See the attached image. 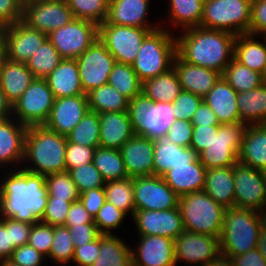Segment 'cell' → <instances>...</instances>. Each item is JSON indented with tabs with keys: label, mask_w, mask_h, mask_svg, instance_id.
I'll use <instances>...</instances> for the list:
<instances>
[{
	"label": "cell",
	"mask_w": 266,
	"mask_h": 266,
	"mask_svg": "<svg viewBox=\"0 0 266 266\" xmlns=\"http://www.w3.org/2000/svg\"><path fill=\"white\" fill-rule=\"evenodd\" d=\"M87 223H94V219L78 199L71 204L65 219L64 226L69 228L72 225H81Z\"/></svg>",
	"instance_id": "cell-64"
},
{
	"label": "cell",
	"mask_w": 266,
	"mask_h": 266,
	"mask_svg": "<svg viewBox=\"0 0 266 266\" xmlns=\"http://www.w3.org/2000/svg\"><path fill=\"white\" fill-rule=\"evenodd\" d=\"M69 233L75 247L94 241L101 235L95 223L72 225L69 227Z\"/></svg>",
	"instance_id": "cell-62"
},
{
	"label": "cell",
	"mask_w": 266,
	"mask_h": 266,
	"mask_svg": "<svg viewBox=\"0 0 266 266\" xmlns=\"http://www.w3.org/2000/svg\"><path fill=\"white\" fill-rule=\"evenodd\" d=\"M54 100L45 78H35L12 105V117L27 127L44 125L50 116Z\"/></svg>",
	"instance_id": "cell-10"
},
{
	"label": "cell",
	"mask_w": 266,
	"mask_h": 266,
	"mask_svg": "<svg viewBox=\"0 0 266 266\" xmlns=\"http://www.w3.org/2000/svg\"><path fill=\"white\" fill-rule=\"evenodd\" d=\"M35 79L26 63L4 59L0 63V86L7 101L13 105Z\"/></svg>",
	"instance_id": "cell-32"
},
{
	"label": "cell",
	"mask_w": 266,
	"mask_h": 266,
	"mask_svg": "<svg viewBox=\"0 0 266 266\" xmlns=\"http://www.w3.org/2000/svg\"><path fill=\"white\" fill-rule=\"evenodd\" d=\"M134 237V243H131L132 266H177L174 240L159 235Z\"/></svg>",
	"instance_id": "cell-19"
},
{
	"label": "cell",
	"mask_w": 266,
	"mask_h": 266,
	"mask_svg": "<svg viewBox=\"0 0 266 266\" xmlns=\"http://www.w3.org/2000/svg\"><path fill=\"white\" fill-rule=\"evenodd\" d=\"M76 61L85 94L94 88L108 84L109 74L116 64L115 58L99 38L78 56Z\"/></svg>",
	"instance_id": "cell-15"
},
{
	"label": "cell",
	"mask_w": 266,
	"mask_h": 266,
	"mask_svg": "<svg viewBox=\"0 0 266 266\" xmlns=\"http://www.w3.org/2000/svg\"><path fill=\"white\" fill-rule=\"evenodd\" d=\"M263 39L265 40L266 42V33L262 35Z\"/></svg>",
	"instance_id": "cell-74"
},
{
	"label": "cell",
	"mask_w": 266,
	"mask_h": 266,
	"mask_svg": "<svg viewBox=\"0 0 266 266\" xmlns=\"http://www.w3.org/2000/svg\"><path fill=\"white\" fill-rule=\"evenodd\" d=\"M128 113L134 135L150 139L166 135L174 121L172 103H153L142 92L129 101Z\"/></svg>",
	"instance_id": "cell-8"
},
{
	"label": "cell",
	"mask_w": 266,
	"mask_h": 266,
	"mask_svg": "<svg viewBox=\"0 0 266 266\" xmlns=\"http://www.w3.org/2000/svg\"><path fill=\"white\" fill-rule=\"evenodd\" d=\"M106 201L132 218L135 211L133 177L105 182Z\"/></svg>",
	"instance_id": "cell-41"
},
{
	"label": "cell",
	"mask_w": 266,
	"mask_h": 266,
	"mask_svg": "<svg viewBox=\"0 0 266 266\" xmlns=\"http://www.w3.org/2000/svg\"><path fill=\"white\" fill-rule=\"evenodd\" d=\"M87 98L89 110L97 113L128 111L129 100L109 84L92 89Z\"/></svg>",
	"instance_id": "cell-39"
},
{
	"label": "cell",
	"mask_w": 266,
	"mask_h": 266,
	"mask_svg": "<svg viewBox=\"0 0 266 266\" xmlns=\"http://www.w3.org/2000/svg\"><path fill=\"white\" fill-rule=\"evenodd\" d=\"M262 79H263V83L266 84V67L264 72L262 73Z\"/></svg>",
	"instance_id": "cell-73"
},
{
	"label": "cell",
	"mask_w": 266,
	"mask_h": 266,
	"mask_svg": "<svg viewBox=\"0 0 266 266\" xmlns=\"http://www.w3.org/2000/svg\"><path fill=\"white\" fill-rule=\"evenodd\" d=\"M219 125L193 126L192 143L190 145L197 154L209 147L213 141L214 132H218Z\"/></svg>",
	"instance_id": "cell-61"
},
{
	"label": "cell",
	"mask_w": 266,
	"mask_h": 266,
	"mask_svg": "<svg viewBox=\"0 0 266 266\" xmlns=\"http://www.w3.org/2000/svg\"><path fill=\"white\" fill-rule=\"evenodd\" d=\"M100 119L99 114L87 111L81 121L67 135L70 143L85 145L88 147H99Z\"/></svg>",
	"instance_id": "cell-45"
},
{
	"label": "cell",
	"mask_w": 266,
	"mask_h": 266,
	"mask_svg": "<svg viewBox=\"0 0 266 266\" xmlns=\"http://www.w3.org/2000/svg\"><path fill=\"white\" fill-rule=\"evenodd\" d=\"M67 136L53 132L44 125L29 126L25 134L21 168L44 176L66 171Z\"/></svg>",
	"instance_id": "cell-3"
},
{
	"label": "cell",
	"mask_w": 266,
	"mask_h": 266,
	"mask_svg": "<svg viewBox=\"0 0 266 266\" xmlns=\"http://www.w3.org/2000/svg\"><path fill=\"white\" fill-rule=\"evenodd\" d=\"M202 101L203 97L182 90L179 96L172 102L174 120L191 121Z\"/></svg>",
	"instance_id": "cell-51"
},
{
	"label": "cell",
	"mask_w": 266,
	"mask_h": 266,
	"mask_svg": "<svg viewBox=\"0 0 266 266\" xmlns=\"http://www.w3.org/2000/svg\"><path fill=\"white\" fill-rule=\"evenodd\" d=\"M98 38V26L74 18L70 23L52 31L48 39L63 59H76Z\"/></svg>",
	"instance_id": "cell-14"
},
{
	"label": "cell",
	"mask_w": 266,
	"mask_h": 266,
	"mask_svg": "<svg viewBox=\"0 0 266 266\" xmlns=\"http://www.w3.org/2000/svg\"><path fill=\"white\" fill-rule=\"evenodd\" d=\"M98 114L100 119L99 147L119 150L134 136L128 111Z\"/></svg>",
	"instance_id": "cell-28"
},
{
	"label": "cell",
	"mask_w": 266,
	"mask_h": 266,
	"mask_svg": "<svg viewBox=\"0 0 266 266\" xmlns=\"http://www.w3.org/2000/svg\"><path fill=\"white\" fill-rule=\"evenodd\" d=\"M167 13L160 21L161 27L176 34L201 25L204 0H167ZM162 20V21H161ZM167 24V25H166Z\"/></svg>",
	"instance_id": "cell-25"
},
{
	"label": "cell",
	"mask_w": 266,
	"mask_h": 266,
	"mask_svg": "<svg viewBox=\"0 0 266 266\" xmlns=\"http://www.w3.org/2000/svg\"><path fill=\"white\" fill-rule=\"evenodd\" d=\"M6 59V26L0 25V63Z\"/></svg>",
	"instance_id": "cell-71"
},
{
	"label": "cell",
	"mask_w": 266,
	"mask_h": 266,
	"mask_svg": "<svg viewBox=\"0 0 266 266\" xmlns=\"http://www.w3.org/2000/svg\"><path fill=\"white\" fill-rule=\"evenodd\" d=\"M15 249L10 243L9 230L0 222V260L9 259Z\"/></svg>",
	"instance_id": "cell-67"
},
{
	"label": "cell",
	"mask_w": 266,
	"mask_h": 266,
	"mask_svg": "<svg viewBox=\"0 0 266 266\" xmlns=\"http://www.w3.org/2000/svg\"><path fill=\"white\" fill-rule=\"evenodd\" d=\"M116 235H100V253L91 266H132L131 246Z\"/></svg>",
	"instance_id": "cell-37"
},
{
	"label": "cell",
	"mask_w": 266,
	"mask_h": 266,
	"mask_svg": "<svg viewBox=\"0 0 266 266\" xmlns=\"http://www.w3.org/2000/svg\"><path fill=\"white\" fill-rule=\"evenodd\" d=\"M130 223H134L136 235H159L175 240L185 231L179 207L171 210H136Z\"/></svg>",
	"instance_id": "cell-18"
},
{
	"label": "cell",
	"mask_w": 266,
	"mask_h": 266,
	"mask_svg": "<svg viewBox=\"0 0 266 266\" xmlns=\"http://www.w3.org/2000/svg\"><path fill=\"white\" fill-rule=\"evenodd\" d=\"M247 126L242 122L220 124L209 147L198 154L201 164L206 169L234 166L238 162Z\"/></svg>",
	"instance_id": "cell-9"
},
{
	"label": "cell",
	"mask_w": 266,
	"mask_h": 266,
	"mask_svg": "<svg viewBox=\"0 0 266 266\" xmlns=\"http://www.w3.org/2000/svg\"><path fill=\"white\" fill-rule=\"evenodd\" d=\"M136 210H171L178 208L179 196L162 176L133 177Z\"/></svg>",
	"instance_id": "cell-17"
},
{
	"label": "cell",
	"mask_w": 266,
	"mask_h": 266,
	"mask_svg": "<svg viewBox=\"0 0 266 266\" xmlns=\"http://www.w3.org/2000/svg\"><path fill=\"white\" fill-rule=\"evenodd\" d=\"M234 58L253 71L263 73L266 67V42L262 36L244 33L234 42Z\"/></svg>",
	"instance_id": "cell-34"
},
{
	"label": "cell",
	"mask_w": 266,
	"mask_h": 266,
	"mask_svg": "<svg viewBox=\"0 0 266 266\" xmlns=\"http://www.w3.org/2000/svg\"><path fill=\"white\" fill-rule=\"evenodd\" d=\"M48 194L44 175L23 168L0 170V217L37 223L42 220Z\"/></svg>",
	"instance_id": "cell-1"
},
{
	"label": "cell",
	"mask_w": 266,
	"mask_h": 266,
	"mask_svg": "<svg viewBox=\"0 0 266 266\" xmlns=\"http://www.w3.org/2000/svg\"><path fill=\"white\" fill-rule=\"evenodd\" d=\"M93 164L105 182L128 178L120 150L118 149L97 147L93 155Z\"/></svg>",
	"instance_id": "cell-40"
},
{
	"label": "cell",
	"mask_w": 266,
	"mask_h": 266,
	"mask_svg": "<svg viewBox=\"0 0 266 266\" xmlns=\"http://www.w3.org/2000/svg\"><path fill=\"white\" fill-rule=\"evenodd\" d=\"M251 3L252 0H204L200 26L235 36L249 33Z\"/></svg>",
	"instance_id": "cell-7"
},
{
	"label": "cell",
	"mask_w": 266,
	"mask_h": 266,
	"mask_svg": "<svg viewBox=\"0 0 266 266\" xmlns=\"http://www.w3.org/2000/svg\"><path fill=\"white\" fill-rule=\"evenodd\" d=\"M222 77L237 93L256 89L263 84L261 73L242 65L235 58L226 66Z\"/></svg>",
	"instance_id": "cell-42"
},
{
	"label": "cell",
	"mask_w": 266,
	"mask_h": 266,
	"mask_svg": "<svg viewBox=\"0 0 266 266\" xmlns=\"http://www.w3.org/2000/svg\"><path fill=\"white\" fill-rule=\"evenodd\" d=\"M166 135L170 141L181 147H190L192 143L193 124L182 119L174 120L169 126Z\"/></svg>",
	"instance_id": "cell-55"
},
{
	"label": "cell",
	"mask_w": 266,
	"mask_h": 266,
	"mask_svg": "<svg viewBox=\"0 0 266 266\" xmlns=\"http://www.w3.org/2000/svg\"><path fill=\"white\" fill-rule=\"evenodd\" d=\"M74 19L66 0H24L22 21L48 35Z\"/></svg>",
	"instance_id": "cell-13"
},
{
	"label": "cell",
	"mask_w": 266,
	"mask_h": 266,
	"mask_svg": "<svg viewBox=\"0 0 266 266\" xmlns=\"http://www.w3.org/2000/svg\"><path fill=\"white\" fill-rule=\"evenodd\" d=\"M257 249L260 251V254L266 260V220L261 226Z\"/></svg>",
	"instance_id": "cell-69"
},
{
	"label": "cell",
	"mask_w": 266,
	"mask_h": 266,
	"mask_svg": "<svg viewBox=\"0 0 266 266\" xmlns=\"http://www.w3.org/2000/svg\"><path fill=\"white\" fill-rule=\"evenodd\" d=\"M181 88L201 97L206 96L222 77V74L209 68L195 66L183 61L178 55L173 61Z\"/></svg>",
	"instance_id": "cell-27"
},
{
	"label": "cell",
	"mask_w": 266,
	"mask_h": 266,
	"mask_svg": "<svg viewBox=\"0 0 266 266\" xmlns=\"http://www.w3.org/2000/svg\"><path fill=\"white\" fill-rule=\"evenodd\" d=\"M89 111L87 95L62 97L54 100L50 116L44 126L67 136Z\"/></svg>",
	"instance_id": "cell-23"
},
{
	"label": "cell",
	"mask_w": 266,
	"mask_h": 266,
	"mask_svg": "<svg viewBox=\"0 0 266 266\" xmlns=\"http://www.w3.org/2000/svg\"><path fill=\"white\" fill-rule=\"evenodd\" d=\"M238 113L247 125L266 124V84L256 89L237 93Z\"/></svg>",
	"instance_id": "cell-36"
},
{
	"label": "cell",
	"mask_w": 266,
	"mask_h": 266,
	"mask_svg": "<svg viewBox=\"0 0 266 266\" xmlns=\"http://www.w3.org/2000/svg\"><path fill=\"white\" fill-rule=\"evenodd\" d=\"M178 207L186 231L220 237L226 208L204 190L180 196Z\"/></svg>",
	"instance_id": "cell-6"
},
{
	"label": "cell",
	"mask_w": 266,
	"mask_h": 266,
	"mask_svg": "<svg viewBox=\"0 0 266 266\" xmlns=\"http://www.w3.org/2000/svg\"><path fill=\"white\" fill-rule=\"evenodd\" d=\"M174 251L177 266H205L220 254L219 238L185 230L174 240Z\"/></svg>",
	"instance_id": "cell-16"
},
{
	"label": "cell",
	"mask_w": 266,
	"mask_h": 266,
	"mask_svg": "<svg viewBox=\"0 0 266 266\" xmlns=\"http://www.w3.org/2000/svg\"><path fill=\"white\" fill-rule=\"evenodd\" d=\"M97 147L78 145L67 141L65 152L66 171L93 162L94 151Z\"/></svg>",
	"instance_id": "cell-53"
},
{
	"label": "cell",
	"mask_w": 266,
	"mask_h": 266,
	"mask_svg": "<svg viewBox=\"0 0 266 266\" xmlns=\"http://www.w3.org/2000/svg\"><path fill=\"white\" fill-rule=\"evenodd\" d=\"M69 173L79 194L105 185V180L93 162L71 169Z\"/></svg>",
	"instance_id": "cell-50"
},
{
	"label": "cell",
	"mask_w": 266,
	"mask_h": 266,
	"mask_svg": "<svg viewBox=\"0 0 266 266\" xmlns=\"http://www.w3.org/2000/svg\"><path fill=\"white\" fill-rule=\"evenodd\" d=\"M53 236V226L41 221L32 224L28 243L45 257L49 255Z\"/></svg>",
	"instance_id": "cell-52"
},
{
	"label": "cell",
	"mask_w": 266,
	"mask_h": 266,
	"mask_svg": "<svg viewBox=\"0 0 266 266\" xmlns=\"http://www.w3.org/2000/svg\"><path fill=\"white\" fill-rule=\"evenodd\" d=\"M74 18L100 26L106 21L109 0H66Z\"/></svg>",
	"instance_id": "cell-47"
},
{
	"label": "cell",
	"mask_w": 266,
	"mask_h": 266,
	"mask_svg": "<svg viewBox=\"0 0 266 266\" xmlns=\"http://www.w3.org/2000/svg\"><path fill=\"white\" fill-rule=\"evenodd\" d=\"M0 222L9 230L10 243L15 248L26 245L29 240L32 224L23 221H17L13 218H1Z\"/></svg>",
	"instance_id": "cell-56"
},
{
	"label": "cell",
	"mask_w": 266,
	"mask_h": 266,
	"mask_svg": "<svg viewBox=\"0 0 266 266\" xmlns=\"http://www.w3.org/2000/svg\"><path fill=\"white\" fill-rule=\"evenodd\" d=\"M47 39L48 35L22 20L6 26V59L26 63Z\"/></svg>",
	"instance_id": "cell-21"
},
{
	"label": "cell",
	"mask_w": 266,
	"mask_h": 266,
	"mask_svg": "<svg viewBox=\"0 0 266 266\" xmlns=\"http://www.w3.org/2000/svg\"><path fill=\"white\" fill-rule=\"evenodd\" d=\"M108 84L114 87L129 101L141 93L142 82L132 65L117 63L109 74Z\"/></svg>",
	"instance_id": "cell-43"
},
{
	"label": "cell",
	"mask_w": 266,
	"mask_h": 266,
	"mask_svg": "<svg viewBox=\"0 0 266 266\" xmlns=\"http://www.w3.org/2000/svg\"><path fill=\"white\" fill-rule=\"evenodd\" d=\"M53 236L50 252L46 257L47 263L52 262L53 266H70L74 257L75 246L71 241L69 228L66 226H54Z\"/></svg>",
	"instance_id": "cell-44"
},
{
	"label": "cell",
	"mask_w": 266,
	"mask_h": 266,
	"mask_svg": "<svg viewBox=\"0 0 266 266\" xmlns=\"http://www.w3.org/2000/svg\"><path fill=\"white\" fill-rule=\"evenodd\" d=\"M266 215L251 209L226 208L219 237L220 254L232 258L257 248Z\"/></svg>",
	"instance_id": "cell-4"
},
{
	"label": "cell",
	"mask_w": 266,
	"mask_h": 266,
	"mask_svg": "<svg viewBox=\"0 0 266 266\" xmlns=\"http://www.w3.org/2000/svg\"><path fill=\"white\" fill-rule=\"evenodd\" d=\"M266 33V0H252L249 34L262 36Z\"/></svg>",
	"instance_id": "cell-60"
},
{
	"label": "cell",
	"mask_w": 266,
	"mask_h": 266,
	"mask_svg": "<svg viewBox=\"0 0 266 266\" xmlns=\"http://www.w3.org/2000/svg\"><path fill=\"white\" fill-rule=\"evenodd\" d=\"M205 266H235L232 258L219 254Z\"/></svg>",
	"instance_id": "cell-70"
},
{
	"label": "cell",
	"mask_w": 266,
	"mask_h": 266,
	"mask_svg": "<svg viewBox=\"0 0 266 266\" xmlns=\"http://www.w3.org/2000/svg\"><path fill=\"white\" fill-rule=\"evenodd\" d=\"M119 150L128 177L153 175V139L134 135Z\"/></svg>",
	"instance_id": "cell-24"
},
{
	"label": "cell",
	"mask_w": 266,
	"mask_h": 266,
	"mask_svg": "<svg viewBox=\"0 0 266 266\" xmlns=\"http://www.w3.org/2000/svg\"><path fill=\"white\" fill-rule=\"evenodd\" d=\"M235 205L266 215V172L240 163L233 166Z\"/></svg>",
	"instance_id": "cell-12"
},
{
	"label": "cell",
	"mask_w": 266,
	"mask_h": 266,
	"mask_svg": "<svg viewBox=\"0 0 266 266\" xmlns=\"http://www.w3.org/2000/svg\"><path fill=\"white\" fill-rule=\"evenodd\" d=\"M0 266H19L11 262L9 259L1 260Z\"/></svg>",
	"instance_id": "cell-72"
},
{
	"label": "cell",
	"mask_w": 266,
	"mask_h": 266,
	"mask_svg": "<svg viewBox=\"0 0 266 266\" xmlns=\"http://www.w3.org/2000/svg\"><path fill=\"white\" fill-rule=\"evenodd\" d=\"M176 55L175 34L159 27L144 38L132 67L139 80L143 82L173 68Z\"/></svg>",
	"instance_id": "cell-5"
},
{
	"label": "cell",
	"mask_w": 266,
	"mask_h": 266,
	"mask_svg": "<svg viewBox=\"0 0 266 266\" xmlns=\"http://www.w3.org/2000/svg\"><path fill=\"white\" fill-rule=\"evenodd\" d=\"M12 116V105L7 101L0 86V119Z\"/></svg>",
	"instance_id": "cell-68"
},
{
	"label": "cell",
	"mask_w": 266,
	"mask_h": 266,
	"mask_svg": "<svg viewBox=\"0 0 266 266\" xmlns=\"http://www.w3.org/2000/svg\"><path fill=\"white\" fill-rule=\"evenodd\" d=\"M24 0H0V25L9 26L22 20Z\"/></svg>",
	"instance_id": "cell-59"
},
{
	"label": "cell",
	"mask_w": 266,
	"mask_h": 266,
	"mask_svg": "<svg viewBox=\"0 0 266 266\" xmlns=\"http://www.w3.org/2000/svg\"><path fill=\"white\" fill-rule=\"evenodd\" d=\"M9 260L19 266H46L47 263L46 257L29 244L17 247Z\"/></svg>",
	"instance_id": "cell-57"
},
{
	"label": "cell",
	"mask_w": 266,
	"mask_h": 266,
	"mask_svg": "<svg viewBox=\"0 0 266 266\" xmlns=\"http://www.w3.org/2000/svg\"><path fill=\"white\" fill-rule=\"evenodd\" d=\"M100 253V236L94 241L77 245L72 263L76 266H91Z\"/></svg>",
	"instance_id": "cell-58"
},
{
	"label": "cell",
	"mask_w": 266,
	"mask_h": 266,
	"mask_svg": "<svg viewBox=\"0 0 266 266\" xmlns=\"http://www.w3.org/2000/svg\"><path fill=\"white\" fill-rule=\"evenodd\" d=\"M152 0H109L106 23L130 27L148 28L150 31L161 27L160 21L149 17L153 11ZM151 19V21H150ZM159 22V23H158Z\"/></svg>",
	"instance_id": "cell-20"
},
{
	"label": "cell",
	"mask_w": 266,
	"mask_h": 266,
	"mask_svg": "<svg viewBox=\"0 0 266 266\" xmlns=\"http://www.w3.org/2000/svg\"><path fill=\"white\" fill-rule=\"evenodd\" d=\"M182 91L180 81L174 68L142 82L141 92L153 103H172Z\"/></svg>",
	"instance_id": "cell-38"
},
{
	"label": "cell",
	"mask_w": 266,
	"mask_h": 266,
	"mask_svg": "<svg viewBox=\"0 0 266 266\" xmlns=\"http://www.w3.org/2000/svg\"><path fill=\"white\" fill-rule=\"evenodd\" d=\"M79 200L94 219L99 209L106 202L104 187L87 190L79 194Z\"/></svg>",
	"instance_id": "cell-63"
},
{
	"label": "cell",
	"mask_w": 266,
	"mask_h": 266,
	"mask_svg": "<svg viewBox=\"0 0 266 266\" xmlns=\"http://www.w3.org/2000/svg\"><path fill=\"white\" fill-rule=\"evenodd\" d=\"M62 59L59 52L47 39L26 64L35 78H46Z\"/></svg>",
	"instance_id": "cell-46"
},
{
	"label": "cell",
	"mask_w": 266,
	"mask_h": 266,
	"mask_svg": "<svg viewBox=\"0 0 266 266\" xmlns=\"http://www.w3.org/2000/svg\"><path fill=\"white\" fill-rule=\"evenodd\" d=\"M238 161L266 172V124L247 126Z\"/></svg>",
	"instance_id": "cell-33"
},
{
	"label": "cell",
	"mask_w": 266,
	"mask_h": 266,
	"mask_svg": "<svg viewBox=\"0 0 266 266\" xmlns=\"http://www.w3.org/2000/svg\"><path fill=\"white\" fill-rule=\"evenodd\" d=\"M45 80L55 99L87 95L83 91L76 59H62Z\"/></svg>",
	"instance_id": "cell-30"
},
{
	"label": "cell",
	"mask_w": 266,
	"mask_h": 266,
	"mask_svg": "<svg viewBox=\"0 0 266 266\" xmlns=\"http://www.w3.org/2000/svg\"><path fill=\"white\" fill-rule=\"evenodd\" d=\"M204 191L223 207H234L233 166L207 169Z\"/></svg>",
	"instance_id": "cell-35"
},
{
	"label": "cell",
	"mask_w": 266,
	"mask_h": 266,
	"mask_svg": "<svg viewBox=\"0 0 266 266\" xmlns=\"http://www.w3.org/2000/svg\"><path fill=\"white\" fill-rule=\"evenodd\" d=\"M27 128L12 116L0 119V170L21 168Z\"/></svg>",
	"instance_id": "cell-22"
},
{
	"label": "cell",
	"mask_w": 266,
	"mask_h": 266,
	"mask_svg": "<svg viewBox=\"0 0 266 266\" xmlns=\"http://www.w3.org/2000/svg\"><path fill=\"white\" fill-rule=\"evenodd\" d=\"M153 141V175L163 176L174 166L187 165L198 158L193 148L178 146L167 135L159 136Z\"/></svg>",
	"instance_id": "cell-26"
},
{
	"label": "cell",
	"mask_w": 266,
	"mask_h": 266,
	"mask_svg": "<svg viewBox=\"0 0 266 266\" xmlns=\"http://www.w3.org/2000/svg\"><path fill=\"white\" fill-rule=\"evenodd\" d=\"M177 55L185 62L223 74L234 58L236 36L230 32L201 26L175 34Z\"/></svg>",
	"instance_id": "cell-2"
},
{
	"label": "cell",
	"mask_w": 266,
	"mask_h": 266,
	"mask_svg": "<svg viewBox=\"0 0 266 266\" xmlns=\"http://www.w3.org/2000/svg\"><path fill=\"white\" fill-rule=\"evenodd\" d=\"M148 28L114 25L103 22L98 26V38L113 55L117 63L132 65Z\"/></svg>",
	"instance_id": "cell-11"
},
{
	"label": "cell",
	"mask_w": 266,
	"mask_h": 266,
	"mask_svg": "<svg viewBox=\"0 0 266 266\" xmlns=\"http://www.w3.org/2000/svg\"><path fill=\"white\" fill-rule=\"evenodd\" d=\"M191 122L193 126L220 125L215 113L204 101L201 102L195 111Z\"/></svg>",
	"instance_id": "cell-65"
},
{
	"label": "cell",
	"mask_w": 266,
	"mask_h": 266,
	"mask_svg": "<svg viewBox=\"0 0 266 266\" xmlns=\"http://www.w3.org/2000/svg\"><path fill=\"white\" fill-rule=\"evenodd\" d=\"M126 219L129 220L131 218L112 203L106 201L94 217V223L101 235H116L121 233V231H118L119 228L127 231V228H125L127 226L125 224Z\"/></svg>",
	"instance_id": "cell-48"
},
{
	"label": "cell",
	"mask_w": 266,
	"mask_h": 266,
	"mask_svg": "<svg viewBox=\"0 0 266 266\" xmlns=\"http://www.w3.org/2000/svg\"><path fill=\"white\" fill-rule=\"evenodd\" d=\"M207 169L197 158L187 165L174 166L162 177L180 197L184 194L204 190Z\"/></svg>",
	"instance_id": "cell-31"
},
{
	"label": "cell",
	"mask_w": 266,
	"mask_h": 266,
	"mask_svg": "<svg viewBox=\"0 0 266 266\" xmlns=\"http://www.w3.org/2000/svg\"><path fill=\"white\" fill-rule=\"evenodd\" d=\"M203 101L215 113L220 124L241 122L237 106V92L223 77L203 97Z\"/></svg>",
	"instance_id": "cell-29"
},
{
	"label": "cell",
	"mask_w": 266,
	"mask_h": 266,
	"mask_svg": "<svg viewBox=\"0 0 266 266\" xmlns=\"http://www.w3.org/2000/svg\"><path fill=\"white\" fill-rule=\"evenodd\" d=\"M48 198L66 200L69 203L79 199V192L68 171L45 176Z\"/></svg>",
	"instance_id": "cell-49"
},
{
	"label": "cell",
	"mask_w": 266,
	"mask_h": 266,
	"mask_svg": "<svg viewBox=\"0 0 266 266\" xmlns=\"http://www.w3.org/2000/svg\"><path fill=\"white\" fill-rule=\"evenodd\" d=\"M235 266H266V260L257 248L232 257Z\"/></svg>",
	"instance_id": "cell-66"
},
{
	"label": "cell",
	"mask_w": 266,
	"mask_h": 266,
	"mask_svg": "<svg viewBox=\"0 0 266 266\" xmlns=\"http://www.w3.org/2000/svg\"><path fill=\"white\" fill-rule=\"evenodd\" d=\"M72 203L66 200L48 198L41 222L51 226H64L65 219Z\"/></svg>",
	"instance_id": "cell-54"
}]
</instances>
